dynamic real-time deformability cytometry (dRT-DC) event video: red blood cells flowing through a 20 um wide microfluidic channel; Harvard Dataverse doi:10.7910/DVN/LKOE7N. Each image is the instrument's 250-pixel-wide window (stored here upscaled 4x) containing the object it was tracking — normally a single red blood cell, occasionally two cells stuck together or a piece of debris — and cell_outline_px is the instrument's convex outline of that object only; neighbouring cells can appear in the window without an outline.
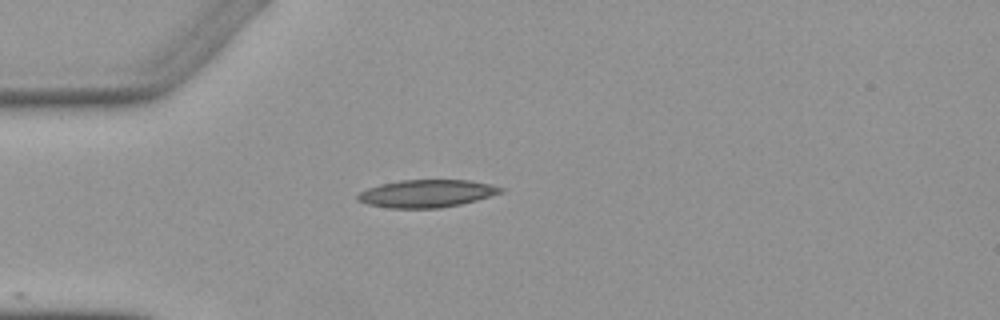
{"species": "Egyptian fruit bat (a non-hibernating species)", "species_latin": "Rousettus aegyptiacus", "temperature_condition": "warm", "stored_images_in_passage": 1, "camera_frame_rate_fps": 3000, "um_per_image_px": 0.085, "animal": {"sex": "female"}, "frame": {"image": 1, "passage_image": 1, "time_ms": 0.0, "image_size_px": [1000, 320], "cell_outline_px": [[504, 192], [476, 200], [460, 204], [440, 208], [388, 208], [368, 204], [356, 200], [356, 196], [360, 192], [368, 188], [380, 184], [400, 180], [468, 180], [492, 184], [504, 188]], "centroid_in_image_um": [36.27, 16.45], "position_along_channel_um": 48.7, "area_um2": 23.06}}